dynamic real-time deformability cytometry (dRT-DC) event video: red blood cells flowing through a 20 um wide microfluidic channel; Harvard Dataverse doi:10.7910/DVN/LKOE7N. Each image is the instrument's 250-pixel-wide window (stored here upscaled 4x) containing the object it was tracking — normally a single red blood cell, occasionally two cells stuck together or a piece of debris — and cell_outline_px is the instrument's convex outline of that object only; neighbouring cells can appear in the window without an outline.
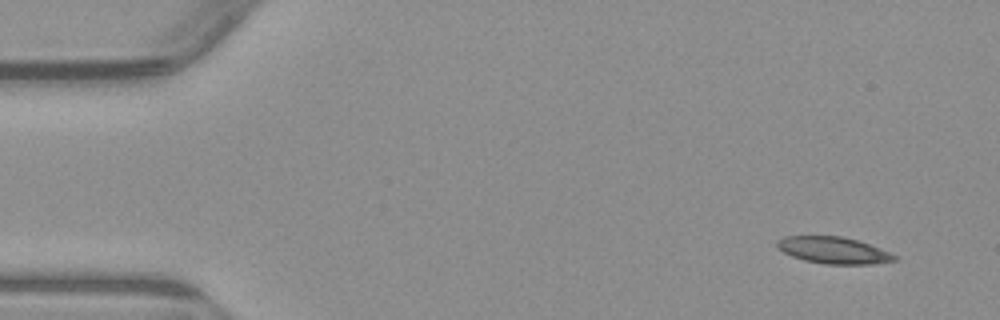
{"species": "common noctule bat (a hibernating species)", "species_latin": "Nyctalus noctula", "temperature_condition": "warm", "stored_images_in_passage": 4, "camera_frame_rate_fps": 3000, "um_per_image_px": 0.085, "animal": {"sex": "male", "body_mass_g": 23.1, "forearm_length_mm": 52.7}, "frame": {"image": 1, "passage_image": 1, "time_ms": 0.0, "image_size_px": [1000, 320], "cell_outline_px": [[900, 260], [872, 264], [824, 264], [804, 260], [792, 256], [776, 248], [776, 240], [784, 236], [840, 236], [856, 240], [880, 248], [900, 256]], "centroid_in_image_um": [70.87, 21.28], "position_along_channel_um": 14.1, "area_um2": 18.44}}
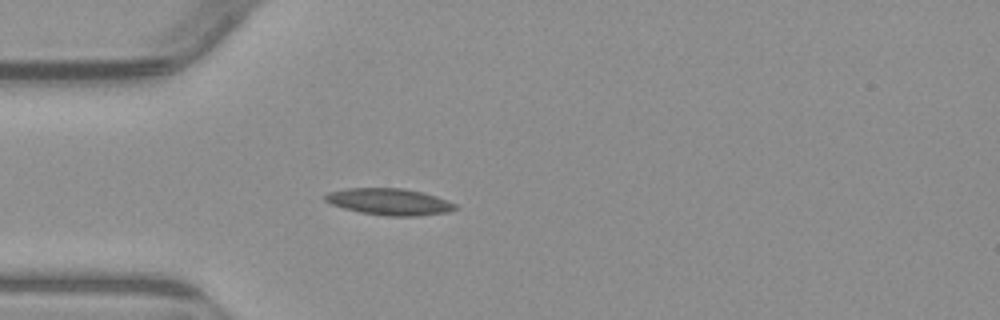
{"frame": {"image": 2, "passage_image": 4, "time_ms": 3.667, "image_size_px": [1000, 320], "cell_outline_px": [[460, 208], [448, 212], [420, 216], [388, 216], [360, 212], [344, 208], [332, 204], [324, 200], [324, 196], [328, 192], [348, 188], [404, 188], [436, 196], [456, 204]], "centroid_in_image_um": [33.12, 17.15], "position_along_channel_um": 51.9, "area_um2": 20.17}}